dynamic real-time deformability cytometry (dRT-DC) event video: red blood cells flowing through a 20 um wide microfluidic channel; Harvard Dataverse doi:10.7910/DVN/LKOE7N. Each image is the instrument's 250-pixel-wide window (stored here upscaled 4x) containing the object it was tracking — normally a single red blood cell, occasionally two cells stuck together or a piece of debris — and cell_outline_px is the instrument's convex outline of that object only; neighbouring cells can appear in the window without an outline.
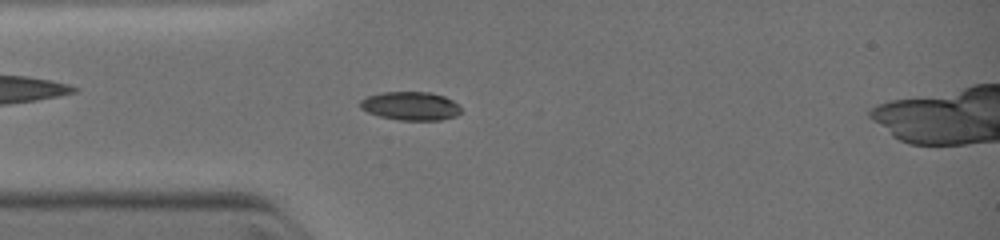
{"species": "common noctule bat (a hibernating species)", "species_latin": "Nyctalus noctula", "temperature_condition": "warm", "stored_images_in_passage": 6, "camera_frame_rate_fps": 3000, "um_per_image_px": 0.085, "animal": {"sex": "female", "body_mass_g": 19.0, "forearm_length_mm": 51.5}, "frame": {"image": 1, "passage_image": 6, "time_ms": 3.333, "image_size_px": [1000, 240], "cell_outline_px": [[460, 112], [456, 116], [440, 120], [400, 120], [380, 116], [368, 112], [360, 108], [360, 100], [368, 96], [380, 92], [432, 92], [444, 96], [452, 100], [460, 108]], "centroid_in_image_um": [34.88, 9.0], "position_along_channel_um": 50.1, "area_um2": 16.7}}